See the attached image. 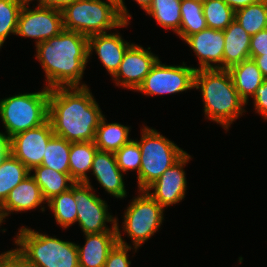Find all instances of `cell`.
I'll return each instance as SVG.
<instances>
[{"label": "cell", "mask_w": 267, "mask_h": 267, "mask_svg": "<svg viewBox=\"0 0 267 267\" xmlns=\"http://www.w3.org/2000/svg\"><path fill=\"white\" fill-rule=\"evenodd\" d=\"M88 86L50 89L48 120L55 136L69 142L95 140L104 116Z\"/></svg>", "instance_id": "6da1fadb"}, {"label": "cell", "mask_w": 267, "mask_h": 267, "mask_svg": "<svg viewBox=\"0 0 267 267\" xmlns=\"http://www.w3.org/2000/svg\"><path fill=\"white\" fill-rule=\"evenodd\" d=\"M36 59L45 71L46 88L84 87L81 79L89 59L88 37L62 30L36 45Z\"/></svg>", "instance_id": "7a4b0ae2"}, {"label": "cell", "mask_w": 267, "mask_h": 267, "mask_svg": "<svg viewBox=\"0 0 267 267\" xmlns=\"http://www.w3.org/2000/svg\"><path fill=\"white\" fill-rule=\"evenodd\" d=\"M194 88L201 90L205 117L219 123L225 130L246 112V104L239 97L230 72L226 69H197Z\"/></svg>", "instance_id": "3957f363"}, {"label": "cell", "mask_w": 267, "mask_h": 267, "mask_svg": "<svg viewBox=\"0 0 267 267\" xmlns=\"http://www.w3.org/2000/svg\"><path fill=\"white\" fill-rule=\"evenodd\" d=\"M16 237L15 249L35 267H79L76 243L63 241L23 226Z\"/></svg>", "instance_id": "277c9868"}, {"label": "cell", "mask_w": 267, "mask_h": 267, "mask_svg": "<svg viewBox=\"0 0 267 267\" xmlns=\"http://www.w3.org/2000/svg\"><path fill=\"white\" fill-rule=\"evenodd\" d=\"M61 12L64 30L87 37L129 25L121 18L116 0H75Z\"/></svg>", "instance_id": "5b68a950"}, {"label": "cell", "mask_w": 267, "mask_h": 267, "mask_svg": "<svg viewBox=\"0 0 267 267\" xmlns=\"http://www.w3.org/2000/svg\"><path fill=\"white\" fill-rule=\"evenodd\" d=\"M50 89L17 94L0 100V118L7 137L38 127L48 120Z\"/></svg>", "instance_id": "8992f818"}, {"label": "cell", "mask_w": 267, "mask_h": 267, "mask_svg": "<svg viewBox=\"0 0 267 267\" xmlns=\"http://www.w3.org/2000/svg\"><path fill=\"white\" fill-rule=\"evenodd\" d=\"M141 130V139L138 140L142 154L137 175L139 191L145 190L187 153L157 130L147 126Z\"/></svg>", "instance_id": "52a82bcc"}, {"label": "cell", "mask_w": 267, "mask_h": 267, "mask_svg": "<svg viewBox=\"0 0 267 267\" xmlns=\"http://www.w3.org/2000/svg\"><path fill=\"white\" fill-rule=\"evenodd\" d=\"M132 199L123 216L125 233L132 240L135 252L162 225L164 208L145 190Z\"/></svg>", "instance_id": "ba28073f"}, {"label": "cell", "mask_w": 267, "mask_h": 267, "mask_svg": "<svg viewBox=\"0 0 267 267\" xmlns=\"http://www.w3.org/2000/svg\"><path fill=\"white\" fill-rule=\"evenodd\" d=\"M70 189L76 199V222L84 235L116 230V217L108 212L107 203L92 192V185L75 182ZM105 222H111L112 227L109 228Z\"/></svg>", "instance_id": "9c48e42d"}, {"label": "cell", "mask_w": 267, "mask_h": 267, "mask_svg": "<svg viewBox=\"0 0 267 267\" xmlns=\"http://www.w3.org/2000/svg\"><path fill=\"white\" fill-rule=\"evenodd\" d=\"M197 68L162 64L160 59L146 75L136 91L144 95L175 94L194 89V75Z\"/></svg>", "instance_id": "30bf717a"}, {"label": "cell", "mask_w": 267, "mask_h": 267, "mask_svg": "<svg viewBox=\"0 0 267 267\" xmlns=\"http://www.w3.org/2000/svg\"><path fill=\"white\" fill-rule=\"evenodd\" d=\"M63 29L60 10L41 6L29 9V6L23 5L18 16L16 35L37 39V45L57 36Z\"/></svg>", "instance_id": "8fae6325"}, {"label": "cell", "mask_w": 267, "mask_h": 267, "mask_svg": "<svg viewBox=\"0 0 267 267\" xmlns=\"http://www.w3.org/2000/svg\"><path fill=\"white\" fill-rule=\"evenodd\" d=\"M54 136L51 123L20 132L9 139L10 153L29 170L42 164L49 140Z\"/></svg>", "instance_id": "7c38bea8"}, {"label": "cell", "mask_w": 267, "mask_h": 267, "mask_svg": "<svg viewBox=\"0 0 267 267\" xmlns=\"http://www.w3.org/2000/svg\"><path fill=\"white\" fill-rule=\"evenodd\" d=\"M150 50L140 45L132 44L125 52L117 72L112 76L117 84L130 90H137L146 75L159 60Z\"/></svg>", "instance_id": "4fadbf2b"}, {"label": "cell", "mask_w": 267, "mask_h": 267, "mask_svg": "<svg viewBox=\"0 0 267 267\" xmlns=\"http://www.w3.org/2000/svg\"><path fill=\"white\" fill-rule=\"evenodd\" d=\"M189 159H191V156L186 153L145 189L163 208L177 204L185 198L187 181L183 168L189 162ZM150 190L154 192L151 193Z\"/></svg>", "instance_id": "5bb4252c"}, {"label": "cell", "mask_w": 267, "mask_h": 267, "mask_svg": "<svg viewBox=\"0 0 267 267\" xmlns=\"http://www.w3.org/2000/svg\"><path fill=\"white\" fill-rule=\"evenodd\" d=\"M184 41L198 57L200 67L197 69H223V30L207 28Z\"/></svg>", "instance_id": "9a60e30c"}, {"label": "cell", "mask_w": 267, "mask_h": 267, "mask_svg": "<svg viewBox=\"0 0 267 267\" xmlns=\"http://www.w3.org/2000/svg\"><path fill=\"white\" fill-rule=\"evenodd\" d=\"M131 45L119 33L92 35L88 37L89 58L94 50L110 76H113Z\"/></svg>", "instance_id": "2e32d148"}, {"label": "cell", "mask_w": 267, "mask_h": 267, "mask_svg": "<svg viewBox=\"0 0 267 267\" xmlns=\"http://www.w3.org/2000/svg\"><path fill=\"white\" fill-rule=\"evenodd\" d=\"M42 203L47 202L42 196L40 186L30 174L9 192L5 201L0 205V225L11 212L33 210L42 206Z\"/></svg>", "instance_id": "e0dca14e"}, {"label": "cell", "mask_w": 267, "mask_h": 267, "mask_svg": "<svg viewBox=\"0 0 267 267\" xmlns=\"http://www.w3.org/2000/svg\"><path fill=\"white\" fill-rule=\"evenodd\" d=\"M91 172L107 193L117 199L127 196L123 172L117 165L113 152L97 150L93 158Z\"/></svg>", "instance_id": "ac0fdd59"}, {"label": "cell", "mask_w": 267, "mask_h": 267, "mask_svg": "<svg viewBox=\"0 0 267 267\" xmlns=\"http://www.w3.org/2000/svg\"><path fill=\"white\" fill-rule=\"evenodd\" d=\"M85 245L77 244L79 267H104L108 254L118 242L117 231L85 234Z\"/></svg>", "instance_id": "d6986e66"}, {"label": "cell", "mask_w": 267, "mask_h": 267, "mask_svg": "<svg viewBox=\"0 0 267 267\" xmlns=\"http://www.w3.org/2000/svg\"><path fill=\"white\" fill-rule=\"evenodd\" d=\"M224 32L223 69L250 58L251 35L234 19Z\"/></svg>", "instance_id": "ffe728a7"}, {"label": "cell", "mask_w": 267, "mask_h": 267, "mask_svg": "<svg viewBox=\"0 0 267 267\" xmlns=\"http://www.w3.org/2000/svg\"><path fill=\"white\" fill-rule=\"evenodd\" d=\"M239 97L247 105L248 97H253L256 90L262 85L264 77L252 58H248L228 69Z\"/></svg>", "instance_id": "44dd1931"}, {"label": "cell", "mask_w": 267, "mask_h": 267, "mask_svg": "<svg viewBox=\"0 0 267 267\" xmlns=\"http://www.w3.org/2000/svg\"><path fill=\"white\" fill-rule=\"evenodd\" d=\"M34 172L33 179L40 186L42 196L46 202L54 196L68 191L75 181L70 177V173H61L46 166H35L30 170Z\"/></svg>", "instance_id": "7402d4cb"}, {"label": "cell", "mask_w": 267, "mask_h": 267, "mask_svg": "<svg viewBox=\"0 0 267 267\" xmlns=\"http://www.w3.org/2000/svg\"><path fill=\"white\" fill-rule=\"evenodd\" d=\"M98 148L94 141L71 142L69 154V173L75 182L91 185L86 172L92 168L93 158Z\"/></svg>", "instance_id": "603a6c76"}, {"label": "cell", "mask_w": 267, "mask_h": 267, "mask_svg": "<svg viewBox=\"0 0 267 267\" xmlns=\"http://www.w3.org/2000/svg\"><path fill=\"white\" fill-rule=\"evenodd\" d=\"M130 127L119 123H106L105 115L102 117L96 129L94 143L98 150L115 153L131 139Z\"/></svg>", "instance_id": "cb8c5ba5"}, {"label": "cell", "mask_w": 267, "mask_h": 267, "mask_svg": "<svg viewBox=\"0 0 267 267\" xmlns=\"http://www.w3.org/2000/svg\"><path fill=\"white\" fill-rule=\"evenodd\" d=\"M30 174V170L11 153L5 157L0 164V205L9 192Z\"/></svg>", "instance_id": "d4e9b609"}, {"label": "cell", "mask_w": 267, "mask_h": 267, "mask_svg": "<svg viewBox=\"0 0 267 267\" xmlns=\"http://www.w3.org/2000/svg\"><path fill=\"white\" fill-rule=\"evenodd\" d=\"M180 3L181 0H152L145 12L166 30L171 29L177 33L181 25Z\"/></svg>", "instance_id": "484cf974"}, {"label": "cell", "mask_w": 267, "mask_h": 267, "mask_svg": "<svg viewBox=\"0 0 267 267\" xmlns=\"http://www.w3.org/2000/svg\"><path fill=\"white\" fill-rule=\"evenodd\" d=\"M180 6L181 25L176 34L182 40L208 28L203 14V3L193 0H181Z\"/></svg>", "instance_id": "4316f807"}, {"label": "cell", "mask_w": 267, "mask_h": 267, "mask_svg": "<svg viewBox=\"0 0 267 267\" xmlns=\"http://www.w3.org/2000/svg\"><path fill=\"white\" fill-rule=\"evenodd\" d=\"M235 19L251 36L267 28V0L235 11Z\"/></svg>", "instance_id": "83f0119b"}, {"label": "cell", "mask_w": 267, "mask_h": 267, "mask_svg": "<svg viewBox=\"0 0 267 267\" xmlns=\"http://www.w3.org/2000/svg\"><path fill=\"white\" fill-rule=\"evenodd\" d=\"M70 148L71 142L54 135L47 144L41 165L61 173H69Z\"/></svg>", "instance_id": "f1b7e54d"}, {"label": "cell", "mask_w": 267, "mask_h": 267, "mask_svg": "<svg viewBox=\"0 0 267 267\" xmlns=\"http://www.w3.org/2000/svg\"><path fill=\"white\" fill-rule=\"evenodd\" d=\"M49 209L53 211L55 221L62 228H69L76 222L77 209L74 192L68 191L54 196L47 202Z\"/></svg>", "instance_id": "f546056e"}, {"label": "cell", "mask_w": 267, "mask_h": 267, "mask_svg": "<svg viewBox=\"0 0 267 267\" xmlns=\"http://www.w3.org/2000/svg\"><path fill=\"white\" fill-rule=\"evenodd\" d=\"M203 14L208 28L225 30L235 19V11L222 0H206Z\"/></svg>", "instance_id": "4dcf8cb0"}, {"label": "cell", "mask_w": 267, "mask_h": 267, "mask_svg": "<svg viewBox=\"0 0 267 267\" xmlns=\"http://www.w3.org/2000/svg\"><path fill=\"white\" fill-rule=\"evenodd\" d=\"M23 3L20 0H0V48L9 34L16 35L18 16Z\"/></svg>", "instance_id": "1f68e13d"}, {"label": "cell", "mask_w": 267, "mask_h": 267, "mask_svg": "<svg viewBox=\"0 0 267 267\" xmlns=\"http://www.w3.org/2000/svg\"><path fill=\"white\" fill-rule=\"evenodd\" d=\"M116 162L122 172L137 170V175L141 167V150L136 140H130L115 153Z\"/></svg>", "instance_id": "d6a6232c"}, {"label": "cell", "mask_w": 267, "mask_h": 267, "mask_svg": "<svg viewBox=\"0 0 267 267\" xmlns=\"http://www.w3.org/2000/svg\"><path fill=\"white\" fill-rule=\"evenodd\" d=\"M116 231L118 242L111 249L108 254L104 267H130L131 261L128 260V252L133 249L127 242L124 241L121 231L118 226V219L116 217Z\"/></svg>", "instance_id": "836d02e7"}, {"label": "cell", "mask_w": 267, "mask_h": 267, "mask_svg": "<svg viewBox=\"0 0 267 267\" xmlns=\"http://www.w3.org/2000/svg\"><path fill=\"white\" fill-rule=\"evenodd\" d=\"M250 56L267 54V28L251 36Z\"/></svg>", "instance_id": "e575fe53"}, {"label": "cell", "mask_w": 267, "mask_h": 267, "mask_svg": "<svg viewBox=\"0 0 267 267\" xmlns=\"http://www.w3.org/2000/svg\"><path fill=\"white\" fill-rule=\"evenodd\" d=\"M255 112L261 114L264 120H267V79H264L262 85L256 90L254 96Z\"/></svg>", "instance_id": "d590c367"}, {"label": "cell", "mask_w": 267, "mask_h": 267, "mask_svg": "<svg viewBox=\"0 0 267 267\" xmlns=\"http://www.w3.org/2000/svg\"><path fill=\"white\" fill-rule=\"evenodd\" d=\"M0 267H35L31 265L16 249L10 250L1 260Z\"/></svg>", "instance_id": "8d00e7d4"}, {"label": "cell", "mask_w": 267, "mask_h": 267, "mask_svg": "<svg viewBox=\"0 0 267 267\" xmlns=\"http://www.w3.org/2000/svg\"><path fill=\"white\" fill-rule=\"evenodd\" d=\"M140 7L146 11L148 9V7L151 5L152 0H135ZM117 3V8L119 11V14L121 16V18L125 21V22H130L129 18L131 19V15L127 10V7L124 5V0H116Z\"/></svg>", "instance_id": "74e56055"}, {"label": "cell", "mask_w": 267, "mask_h": 267, "mask_svg": "<svg viewBox=\"0 0 267 267\" xmlns=\"http://www.w3.org/2000/svg\"><path fill=\"white\" fill-rule=\"evenodd\" d=\"M74 1L75 0H40L37 5L41 7H51L61 11Z\"/></svg>", "instance_id": "f35d334b"}, {"label": "cell", "mask_w": 267, "mask_h": 267, "mask_svg": "<svg viewBox=\"0 0 267 267\" xmlns=\"http://www.w3.org/2000/svg\"><path fill=\"white\" fill-rule=\"evenodd\" d=\"M10 153L9 138L5 133L0 132V164Z\"/></svg>", "instance_id": "ab89813d"}, {"label": "cell", "mask_w": 267, "mask_h": 267, "mask_svg": "<svg viewBox=\"0 0 267 267\" xmlns=\"http://www.w3.org/2000/svg\"><path fill=\"white\" fill-rule=\"evenodd\" d=\"M224 3L229 5L234 11L247 7L248 5L258 3L263 0H222Z\"/></svg>", "instance_id": "60d3db41"}, {"label": "cell", "mask_w": 267, "mask_h": 267, "mask_svg": "<svg viewBox=\"0 0 267 267\" xmlns=\"http://www.w3.org/2000/svg\"><path fill=\"white\" fill-rule=\"evenodd\" d=\"M250 58L255 61L257 67L261 70L264 79H267V54L259 56H250Z\"/></svg>", "instance_id": "b9f144b4"}, {"label": "cell", "mask_w": 267, "mask_h": 267, "mask_svg": "<svg viewBox=\"0 0 267 267\" xmlns=\"http://www.w3.org/2000/svg\"><path fill=\"white\" fill-rule=\"evenodd\" d=\"M22 3H23V5H30V3L29 2H31V1H33V0H20ZM40 0H37V2H39Z\"/></svg>", "instance_id": "7bdbcfd3"}, {"label": "cell", "mask_w": 267, "mask_h": 267, "mask_svg": "<svg viewBox=\"0 0 267 267\" xmlns=\"http://www.w3.org/2000/svg\"><path fill=\"white\" fill-rule=\"evenodd\" d=\"M10 250H8V251H6V252H4V253H1L0 254V260L9 252Z\"/></svg>", "instance_id": "ee69618b"}, {"label": "cell", "mask_w": 267, "mask_h": 267, "mask_svg": "<svg viewBox=\"0 0 267 267\" xmlns=\"http://www.w3.org/2000/svg\"><path fill=\"white\" fill-rule=\"evenodd\" d=\"M193 1H197V2H200V3H204L206 0H193Z\"/></svg>", "instance_id": "f6af8a7d"}]
</instances>
